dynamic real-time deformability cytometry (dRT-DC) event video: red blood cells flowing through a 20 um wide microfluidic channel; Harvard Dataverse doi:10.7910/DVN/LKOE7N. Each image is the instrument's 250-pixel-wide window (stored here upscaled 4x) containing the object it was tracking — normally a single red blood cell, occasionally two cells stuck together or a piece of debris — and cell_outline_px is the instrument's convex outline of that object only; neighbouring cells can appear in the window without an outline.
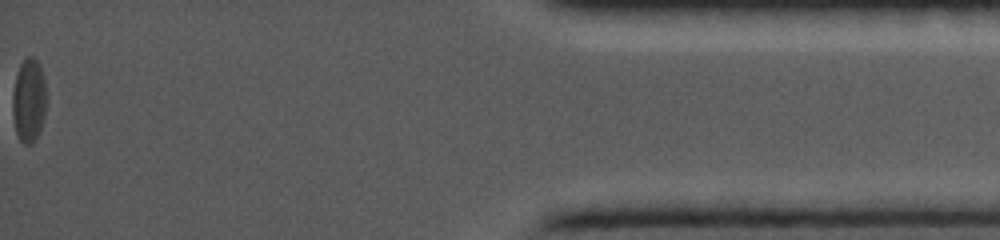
{"species": "common noctule bat (a hibernating species)", "species_latin": "Nyctalus noctula", "temperature_condition": "cold", "stored_images_in_passage": 29, "camera_frame_rate_fps": 5000, "um_per_image_px": 0.085, "animal": {"sex": "female", "body_mass_g": 19.0, "forearm_length_mm": 56.7}, "frame": {"image": 1, "passage_image": 29, "time_ms": 12.0, "image_size_px": [1000, 240], "cell_outline_px": [[44, 116], [40, 128], [32, 144], [24, 144], [20, 140], [16, 132], [12, 112], [12, 96], [16, 76], [20, 64], [28, 56], [32, 56], [40, 64], [44, 76]], "centroid_in_image_um": [2.42, 8.51], "position_along_channel_um": 432.8, "area_um2": 16.18}}